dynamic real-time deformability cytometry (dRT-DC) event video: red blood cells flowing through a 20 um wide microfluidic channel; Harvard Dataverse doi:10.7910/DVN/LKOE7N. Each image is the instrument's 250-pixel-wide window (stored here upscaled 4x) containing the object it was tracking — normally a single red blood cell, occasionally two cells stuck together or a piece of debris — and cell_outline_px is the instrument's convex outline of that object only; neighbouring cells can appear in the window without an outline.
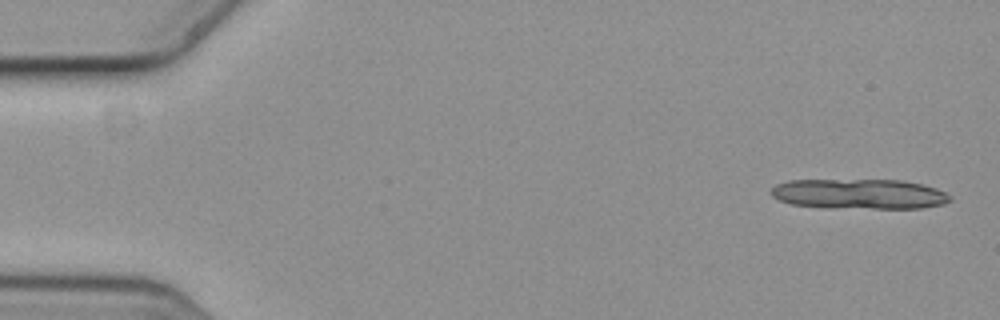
{"species": "common noctule bat (a hibernating species)", "species_latin": "Nyctalus noctula", "temperature_condition": "cold", "stored_images_in_passage": 5, "segment_of_instrument_passage": [1, 2], "camera_frame_rate_fps": 3000, "um_per_image_px": 0.085, "animal": {"sex": "female", "body_mass_g": 19.3, "forearm_length_mm": 54.1}, "frame": {"image": 1, "passage_image": 1, "time_ms": 0.0, "image_size_px": [1000, 320], "cell_outline_px": [[952, 200], [944, 204], [924, 208], [828, 208], [792, 204], [780, 200], [772, 196], [772, 188], [776, 184], [788, 180], [900, 180], [920, 184], [936, 188], [952, 196]], "centroid_in_image_um": [73.06, 16.49], "position_along_channel_um": 11.9, "area_um2": 31.44}}